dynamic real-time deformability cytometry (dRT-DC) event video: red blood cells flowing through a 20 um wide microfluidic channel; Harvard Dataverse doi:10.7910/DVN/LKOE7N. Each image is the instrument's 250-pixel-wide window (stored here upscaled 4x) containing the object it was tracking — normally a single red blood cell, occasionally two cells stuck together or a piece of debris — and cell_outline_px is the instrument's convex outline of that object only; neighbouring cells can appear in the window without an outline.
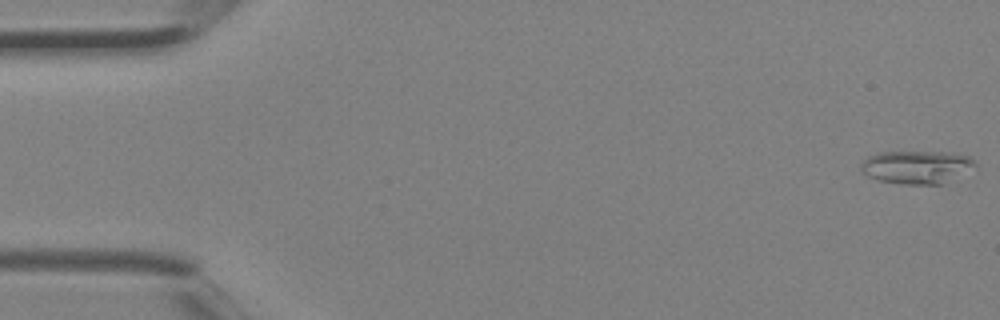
{"species": "Egyptian fruit bat (a non-hibernating species)", "species_latin": "Rousettus aegyptiacus", "temperature_condition": "room temperature", "stored_images_in_passage": 4, "camera_frame_rate_fps": 3000, "um_per_image_px": 0.085, "animal": {"sex": "female"}, "frame": {"image": 1, "passage_image": 1, "time_ms": 0.0, "image_size_px": [1000, 320], "cell_outline_px": [[976, 164], [940, 184], [904, 184], [880, 180], [868, 176], [860, 168], [860, 164], [868, 156], [880, 152], [952, 152], [968, 156]], "centroid_in_image_um": [77.83, 14.18], "position_along_channel_um": 7.2, "area_um2": 21.33}}